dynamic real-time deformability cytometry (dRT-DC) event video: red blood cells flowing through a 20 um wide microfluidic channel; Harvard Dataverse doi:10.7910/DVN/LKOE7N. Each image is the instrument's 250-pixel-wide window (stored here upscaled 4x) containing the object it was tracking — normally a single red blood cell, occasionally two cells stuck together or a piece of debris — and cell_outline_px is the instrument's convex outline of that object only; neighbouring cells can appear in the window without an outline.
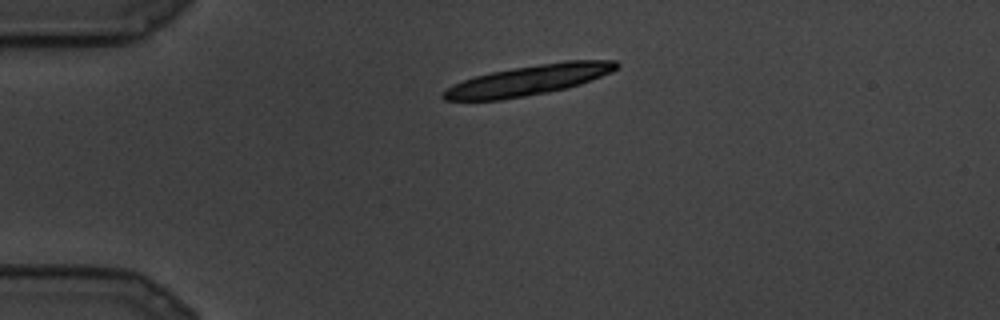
{"species": "common noctule bat (a hibernating species)", "species_latin": "Nyctalus noctula", "temperature_condition": "cold", "stored_images_in_passage": 11, "camera_frame_rate_fps": 3000, "um_per_image_px": 0.085, "animal": {"sex": "male", "body_mass_g": 19.5, "forearm_length_mm": 54.6}, "frame": {"image": 1, "passage_image": 1, "time_ms": 0.0, "image_size_px": [1000, 320], "cell_outline_px": [[620, 64], [612, 72], [580, 84], [568, 88], [548, 92], [500, 100], [444, 100], [440, 96], [440, 92], [444, 88], [464, 80], [476, 76], [492, 72], [564, 60], [616, 60]], "centroid_in_image_um": [44.92, 6.82], "position_along_channel_um": 40.1, "area_um2": 30.29}}
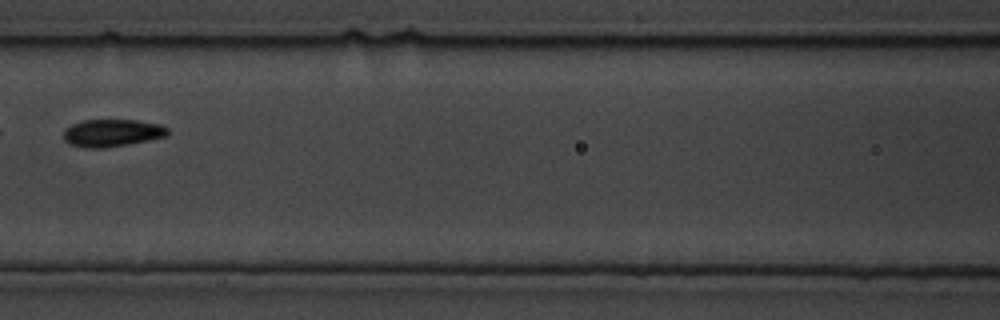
{"frame": {"image": 2, "passage_image": 7, "time_ms": 2.0, "image_size_px": [1000, 320], "cell_outline_px": [[168, 136], [128, 144], [104, 148], [84, 148], [68, 144], [64, 140], [64, 128], [72, 124], [84, 120], [136, 120], [160, 124], [168, 128]], "centroid_in_image_um": [9.5, 11.3], "position_along_channel_um": 157.1, "area_um2": 16.76}}
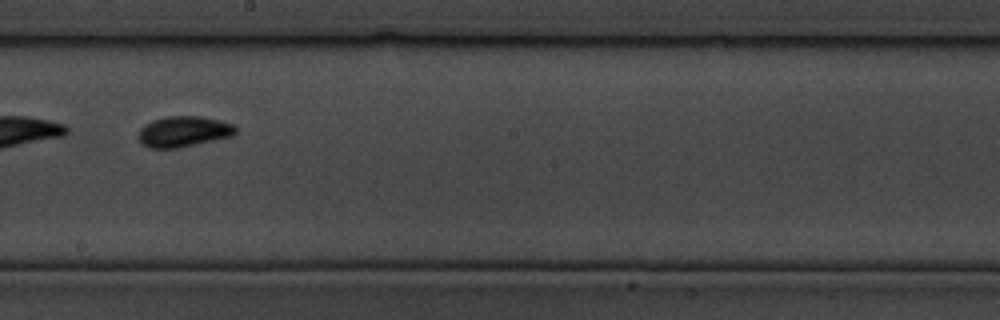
{"frame": {"image": 3, "passage_image": 10, "time_ms": 3.0, "image_size_px": [1000, 320], "cell_outline_px": [[236, 132], [232, 136], [176, 148], [148, 148], [140, 144], [136, 136], [140, 128], [144, 124], [152, 120], [168, 116], [200, 116], [232, 124], [236, 128]], "centroid_in_image_um": [15.51, 11.19], "position_along_channel_um": 232.7, "area_um2": 17.4}}